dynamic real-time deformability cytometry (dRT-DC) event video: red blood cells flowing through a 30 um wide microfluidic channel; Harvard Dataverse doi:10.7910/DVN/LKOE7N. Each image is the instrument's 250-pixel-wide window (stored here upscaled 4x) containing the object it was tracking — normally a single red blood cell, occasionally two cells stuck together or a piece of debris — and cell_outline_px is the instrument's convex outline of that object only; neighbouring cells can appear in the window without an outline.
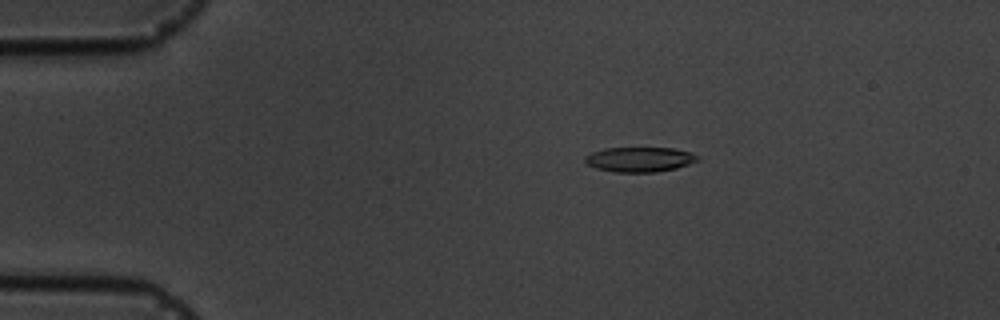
{"species": "common noctule bat (a hibernating species)", "species_latin": "Nyctalus noctula", "temperature_condition": "cold", "stored_images_in_passage": 7, "camera_frame_rate_fps": 3000, "um_per_image_px": 0.085, "animal": {"sex": "male", "body_mass_g": 19.5, "forearm_length_mm": 54.6}, "frame": {"image": 1, "passage_image": 4, "time_ms": 3.333, "image_size_px": [1000, 320], "cell_outline_px": [[700, 160], [676, 168], [656, 172], [616, 172], [596, 168], [588, 164], [584, 160], [584, 156], [592, 152], [604, 148], [672, 148], [688, 152], [700, 156]], "centroid_in_image_um": [54.36, 13.55], "position_along_channel_um": 30.6, "area_um2": 16.24}}
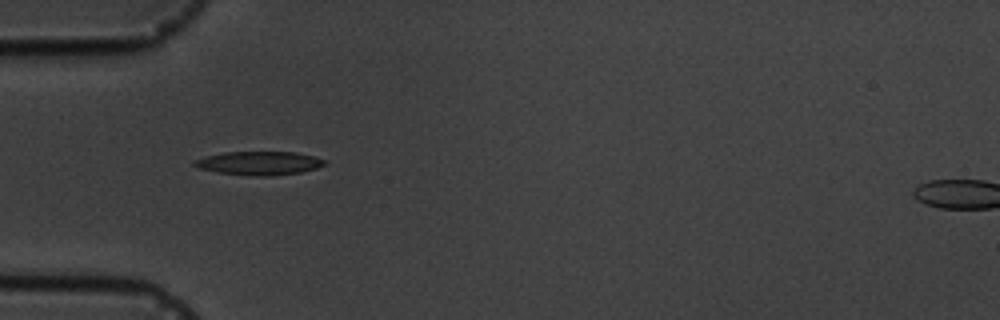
{"frame": {"image": 2, "passage_image": 6, "time_ms": 5.667, "image_size_px": [1000, 320], "cell_outline_px": [[324, 164], [316, 168], [300, 172], [268, 176], [260, 176], [216, 172], [200, 168], [192, 164], [192, 160], [204, 156], [224, 152], [296, 152], [312, 156], [324, 160]], "centroid_in_image_um": [21.96, 13.86], "position_along_channel_um": 63.0, "area_um2": 17.69}}
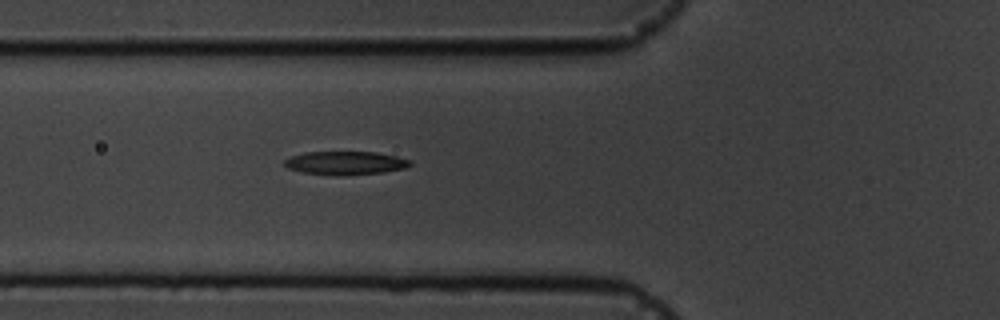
{"frame": {"image": 3, "passage_image": 7, "time_ms": 6.667, "image_size_px": [1000, 320], "cell_outline_px": [[412, 164], [404, 168], [384, 172], [336, 176], [304, 172], [288, 168], [284, 164], [284, 160], [292, 156], [304, 152], [376, 152], [396, 156], [412, 160]], "centroid_in_image_um": [29.38, 13.85], "position_along_channel_um": 96.4, "area_um2": 17.11}}